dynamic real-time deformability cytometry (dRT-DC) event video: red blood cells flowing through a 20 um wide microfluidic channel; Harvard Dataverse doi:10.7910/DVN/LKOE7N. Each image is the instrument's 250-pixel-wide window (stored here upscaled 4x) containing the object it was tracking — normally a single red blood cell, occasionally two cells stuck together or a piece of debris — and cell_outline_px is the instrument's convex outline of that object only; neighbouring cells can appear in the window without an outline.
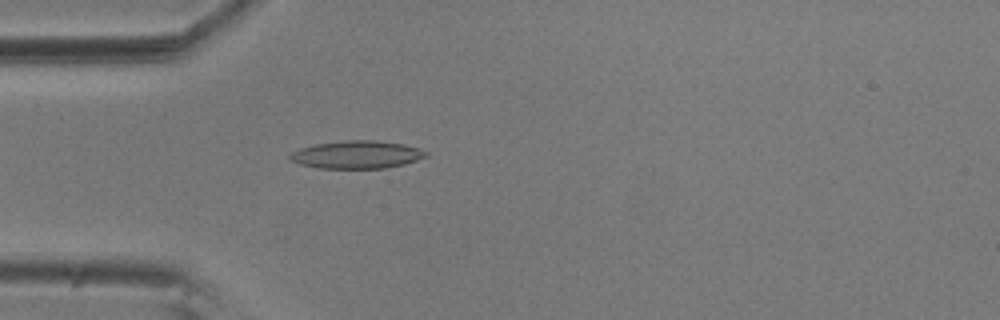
{"species": "common noctule bat (a hibernating species)", "species_latin": "Nyctalus noctula", "temperature_condition": "room temperature", "stored_images_in_passage": 56, "camera_frame_rate_fps": 3000, "um_per_image_px": 0.085, "animal": {"sex": "male", "body_mass_g": 20.5, "forearm_length_mm": 52.5}, "frame": {"image": 1, "passage_image": 16, "time_ms": 5.0, "image_size_px": [1000, 320], "cell_outline_px": [[428, 156], [404, 164], [384, 168], [316, 168], [300, 164], [292, 160], [288, 156], [292, 152], [300, 148], [316, 144], [344, 140], [376, 140], [404, 144], [420, 148], [428, 152]], "centroid_in_image_um": [30.35, 13.14], "position_along_channel_um": 54.6, "area_um2": 22.02}}
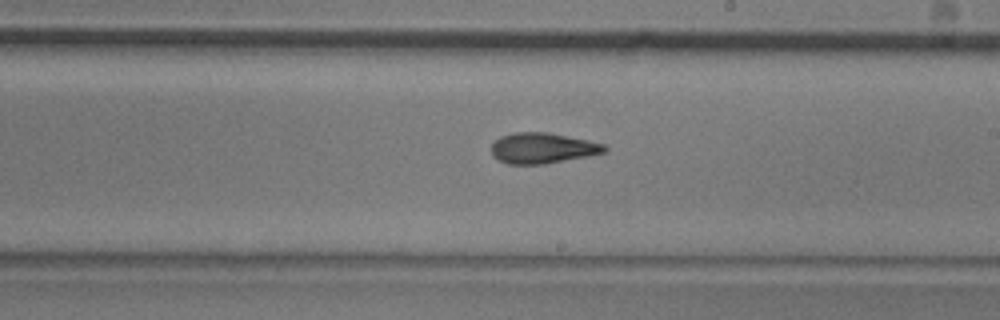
{"frame": {"image": 2, "passage_image": 32, "time_ms": 10.333, "image_size_px": [1000, 320], "cell_outline_px": [[608, 152], [544, 164], [508, 164], [496, 160], [492, 156], [492, 144], [500, 136], [512, 132], [548, 132], [588, 140], [604, 144], [608, 148]], "centroid_in_image_um": [46.1, 12.59], "position_along_channel_um": 242.9, "area_um2": 20.35}}
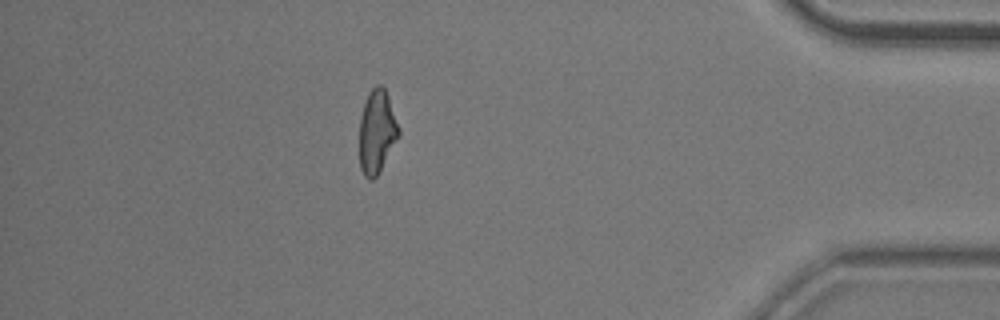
{"frame": {"image": 3, "passage_image": 49, "time_ms": 16.0, "image_size_px": [1000, 320], "cell_outline_px": [[400, 136], [376, 176], [372, 180], [368, 180], [364, 176], [360, 168], [360, 116], [368, 92], [376, 84], [380, 84], [384, 88], [388, 96], [400, 128]], "centroid_in_image_um": [32.04, 11.18], "position_along_channel_um": 403.2, "area_um2": 19.13}, "authors_computed_cell_mechanics": {"area_um2": 20.1144, "velocity_mm_per_s": 3.6121, "shape_relaxation_time_tau1_ms": 6.8567, "shape_relaxation_time_tau2_ms": 3.3448, "deformation_change_tau1": 0.2069, "deformation_change_tau2": 0.1231}}